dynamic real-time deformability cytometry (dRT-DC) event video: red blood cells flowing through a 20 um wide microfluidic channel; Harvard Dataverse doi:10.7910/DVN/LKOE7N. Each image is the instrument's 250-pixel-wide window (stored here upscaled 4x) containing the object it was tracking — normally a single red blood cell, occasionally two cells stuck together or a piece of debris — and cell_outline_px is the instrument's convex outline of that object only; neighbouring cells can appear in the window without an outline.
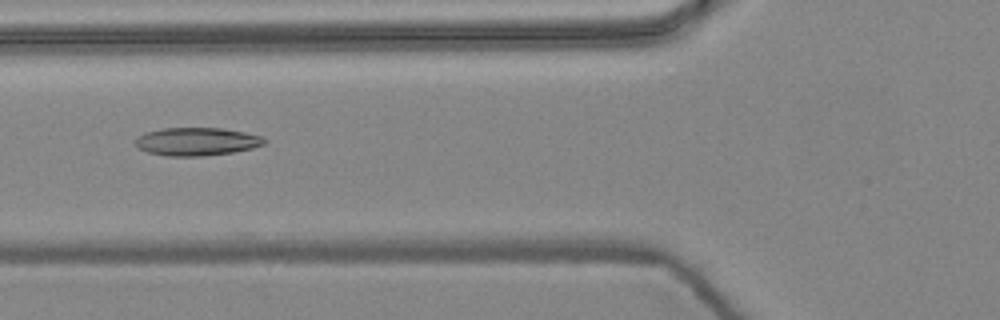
{"species": "common noctule bat (a hibernating species)", "species_latin": "Nyctalus noctula", "temperature_condition": "warm", "stored_images_in_passage": 6, "camera_frame_rate_fps": 3000, "um_per_image_px": 0.085, "animal": {"sex": "female", "body_mass_g": 24.6, "forearm_length_mm": 56.2}, "frame": {"image": 1, "passage_image": 5, "time_ms": 1.333, "image_size_px": [1000, 320], "cell_outline_px": [[264, 144], [252, 148], [232, 152], [204, 156], [168, 156], [148, 152], [136, 148], [132, 140], [136, 136], [144, 132], [164, 128], [220, 128], [244, 132], [264, 136]], "centroid_in_image_um": [16.64, 12.03], "position_along_channel_um": 109.2, "area_um2": 21.27}}
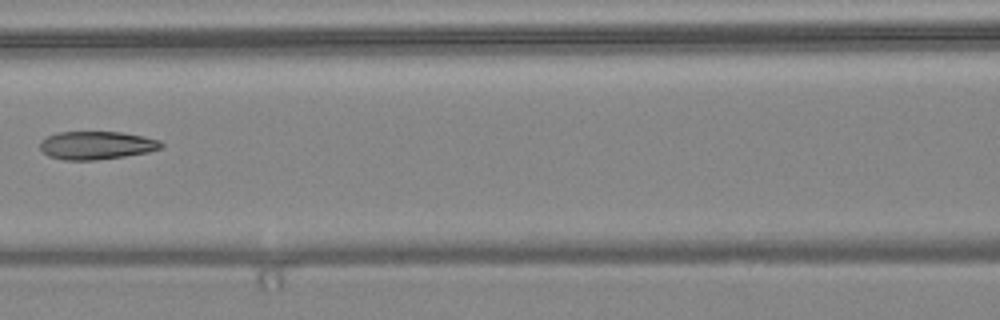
{"frame": {"image": 2, "passage_image": 6, "time_ms": 1.667, "image_size_px": [1000, 320], "cell_outline_px": [[164, 144], [160, 148], [148, 152], [124, 156], [96, 160], [64, 160], [48, 156], [40, 148], [40, 140], [56, 132], [120, 132], [144, 136], [160, 140]], "centroid_in_image_um": [8.19, 12.35], "position_along_channel_um": 158.4, "area_um2": 19.88}}